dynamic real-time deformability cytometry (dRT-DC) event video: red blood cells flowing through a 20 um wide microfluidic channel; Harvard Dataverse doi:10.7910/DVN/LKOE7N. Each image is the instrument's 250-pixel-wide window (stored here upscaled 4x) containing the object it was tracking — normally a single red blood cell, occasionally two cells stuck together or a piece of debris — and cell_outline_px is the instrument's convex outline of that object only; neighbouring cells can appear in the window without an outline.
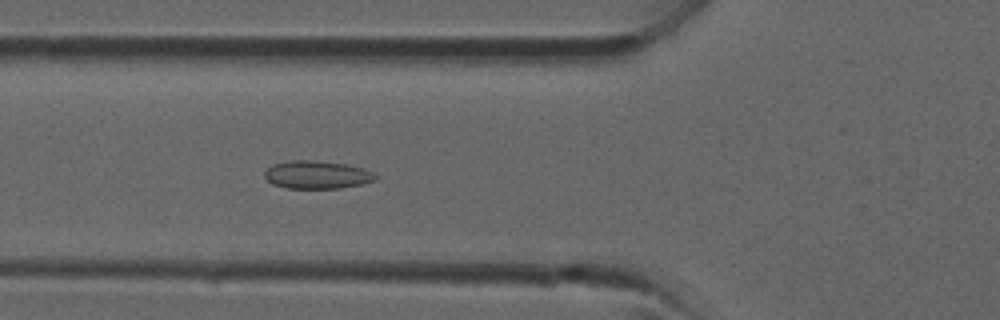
{"species": "common noctule bat (a hibernating species)", "species_latin": "Nyctalus noctula", "temperature_condition": "room temperature", "stored_images_in_passage": 41, "camera_frame_rate_fps": 3000, "um_per_image_px": 0.085, "animal": {"sex": "male", "forearm_length_mm": 52.5}, "frame": {"image": 1, "passage_image": 15, "time_ms": 4.667, "image_size_px": [1000, 320], "cell_outline_px": [[376, 180], [360, 184], [340, 188], [288, 188], [272, 184], [264, 176], [264, 172], [272, 164], [288, 160], [316, 160], [348, 164], [364, 168], [372, 172], [376, 176]], "centroid_in_image_um": [26.93, 14.84], "position_along_channel_um": 98.9, "area_um2": 18.15}}
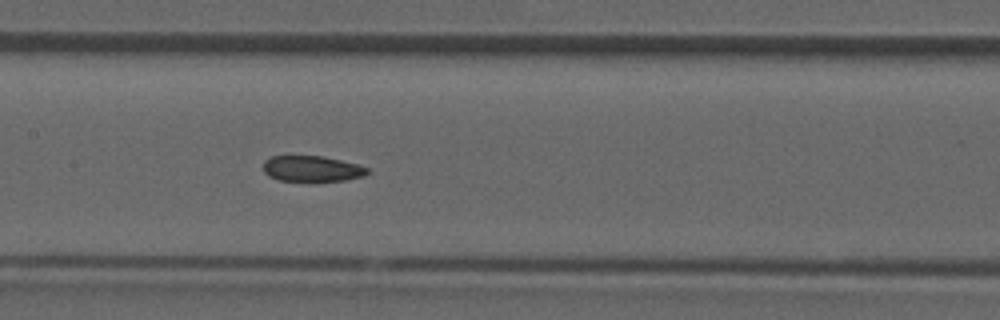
{"frame": {"image": 2, "passage_image": 20, "time_ms": 6.333, "image_size_px": [1000, 320], "cell_outline_px": [[368, 172], [364, 176], [344, 180], [276, 180], [268, 176], [264, 172], [264, 160], [272, 156], [324, 156], [356, 164], [368, 168]], "centroid_in_image_um": [26.48, 14.33], "position_along_channel_um": 180.9, "area_um2": 15.37}}
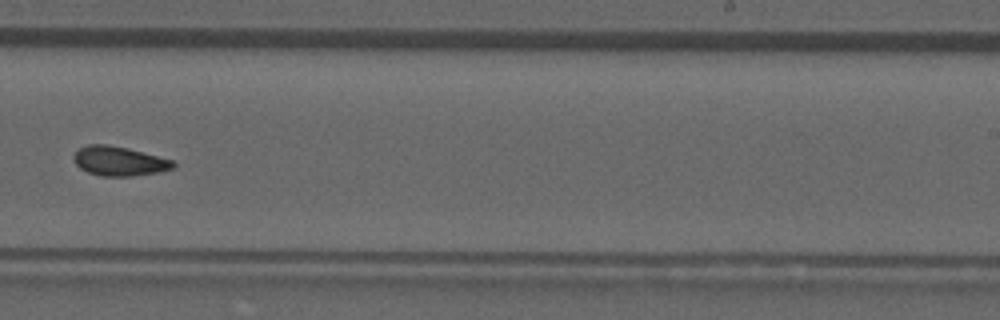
{"frame": {"image": 3, "passage_image": 26, "time_ms": 8.333, "image_size_px": [1000, 320], "cell_outline_px": [[176, 168], [156, 172], [132, 176], [100, 176], [88, 172], [80, 168], [72, 160], [72, 156], [80, 148], [88, 144], [104, 144], [128, 148], [172, 160], [176, 164]], "centroid_in_image_um": [10.11, 13.69], "position_along_channel_um": 278.9, "area_um2": 16.99}}